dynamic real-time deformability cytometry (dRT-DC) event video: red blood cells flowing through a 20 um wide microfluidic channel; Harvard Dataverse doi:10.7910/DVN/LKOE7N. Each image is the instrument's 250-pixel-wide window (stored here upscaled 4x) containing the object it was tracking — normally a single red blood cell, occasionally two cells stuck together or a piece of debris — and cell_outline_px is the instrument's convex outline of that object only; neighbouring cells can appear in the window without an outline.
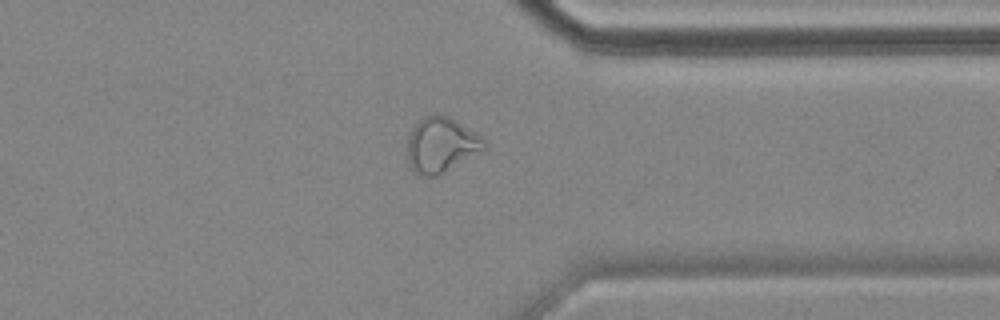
{"species": "common noctule bat (a hibernating species)", "species_latin": "Nyctalus noctula", "temperature_condition": "cold", "stored_images_in_passage": 45, "camera_frame_rate_fps": 3000, "um_per_image_px": 0.085, "animal": {"sex": "female", "body_mass_g": 18.4}, "frame": {"image": 1, "passage_image": 32, "time_ms": 10.333, "image_size_px": [1000, 320], "cell_outline_px": [[488, 148], [444, 172], [436, 176], [416, 176], [408, 164], [408, 132], [424, 116], [436, 112], [448, 116], [456, 120], [476, 132], [488, 144]], "centroid_in_image_um": [37.49, 12.31], "position_along_channel_um": 373.9, "area_um2": 25.09}}
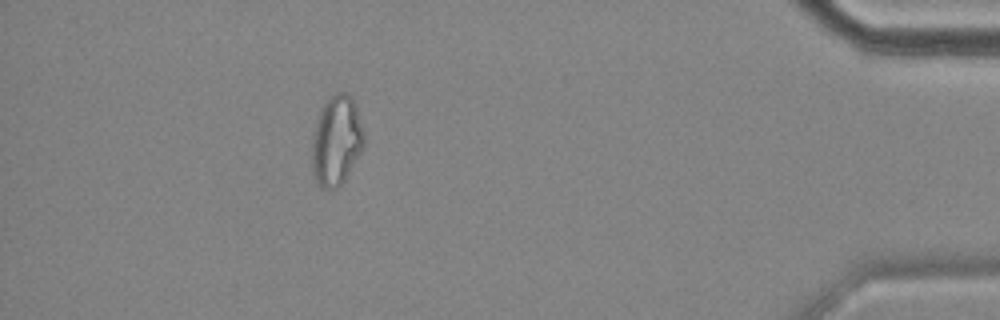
{"frame": {"image": 2, "passage_image": 39, "time_ms": 12.667, "image_size_px": [1000, 320], "cell_outline_px": [[364, 148], [340, 188], [324, 188], [316, 180], [312, 172], [312, 136], [316, 120], [320, 108], [328, 96], [336, 92], [344, 92], [352, 96], [356, 104], [364, 132]], "centroid_in_image_um": [28.6, 11.92], "position_along_channel_um": 406.6, "area_um2": 27.8}, "authors_computed_cell_mechanics": {"area_um2": 24.0448, "velocity_mm_per_s": 3.5146, "shape_relaxation_time_tau1_ms": null, "shape_relaxation_time_tau2_ms": 4.8844, "deformation_change_tau1": null, "deformation_change_tau2": 0.1354}}